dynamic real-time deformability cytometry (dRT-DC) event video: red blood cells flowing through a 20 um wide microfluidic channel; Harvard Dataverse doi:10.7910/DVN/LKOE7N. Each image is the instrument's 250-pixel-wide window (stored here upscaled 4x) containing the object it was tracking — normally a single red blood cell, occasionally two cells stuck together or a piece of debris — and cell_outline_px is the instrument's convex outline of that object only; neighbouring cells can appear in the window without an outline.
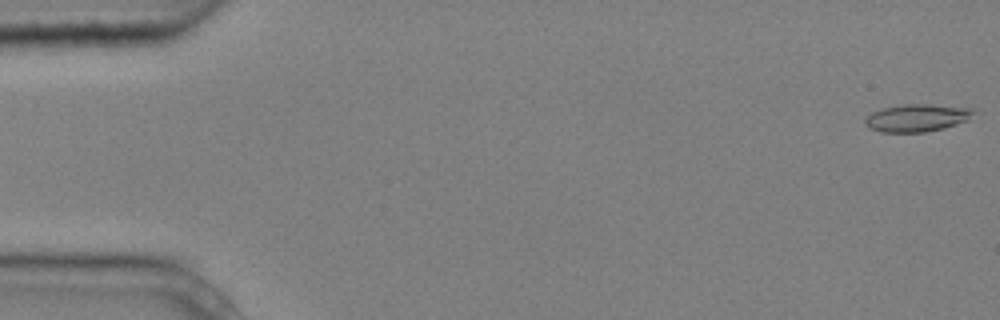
{"species": "common noctule bat (a hibernating species)", "species_latin": "Nyctalus noctula", "temperature_condition": "cold", "stored_images_in_passage": 2, "segment_of_instrument_passage": [2, 2], "camera_frame_rate_fps": 3000, "um_per_image_px": 0.085, "animal": {"sex": "male", "body_mass_g": 20.4}, "frame": {"image": 1, "passage_image": 2, "time_ms": 0.333, "image_size_px": [1000, 320], "cell_outline_px": [[972, 112], [968, 120], [944, 128], [924, 132], [880, 132], [868, 128], [864, 124], [864, 120], [872, 112], [884, 108], [904, 104], [928, 104], [972, 108]], "centroid_in_image_um": [77.89, 10.02], "position_along_channel_um": 7.1, "area_um2": 17.22}}